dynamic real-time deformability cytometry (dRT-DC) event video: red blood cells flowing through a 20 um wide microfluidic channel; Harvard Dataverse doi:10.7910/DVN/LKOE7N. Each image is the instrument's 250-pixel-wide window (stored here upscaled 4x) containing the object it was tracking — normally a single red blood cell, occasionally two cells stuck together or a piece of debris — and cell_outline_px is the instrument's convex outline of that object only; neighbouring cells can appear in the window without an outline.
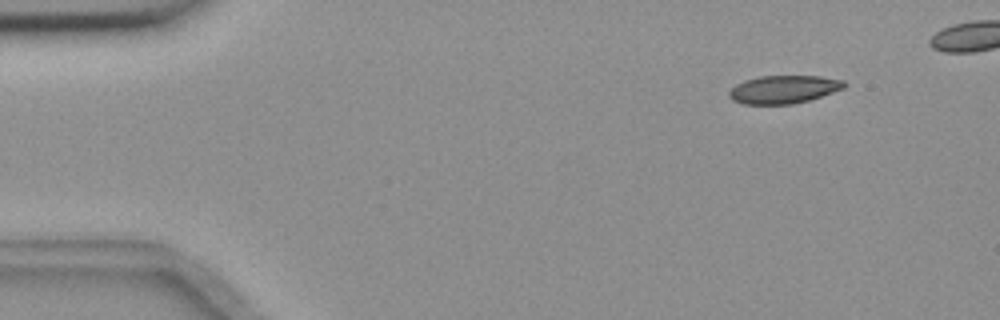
{"species": "common noctule bat (a hibernating species)", "species_latin": "Nyctalus noctula", "temperature_condition": "room temperature", "stored_images_in_passage": 6, "camera_frame_rate_fps": 3000, "um_per_image_px": 0.085, "animal": {"sex": "female", "body_mass_g": 18.4}, "frame": {"image": 1, "passage_image": 2, "time_ms": 0.333, "image_size_px": [1000, 320], "cell_outline_px": [[844, 88], [808, 100], [792, 104], [744, 104], [732, 100], [728, 96], [728, 92], [736, 84], [744, 80], [760, 76], [820, 76], [844, 80]], "centroid_in_image_um": [66.56, 7.59], "position_along_channel_um": 18.4, "area_um2": 18.67}}